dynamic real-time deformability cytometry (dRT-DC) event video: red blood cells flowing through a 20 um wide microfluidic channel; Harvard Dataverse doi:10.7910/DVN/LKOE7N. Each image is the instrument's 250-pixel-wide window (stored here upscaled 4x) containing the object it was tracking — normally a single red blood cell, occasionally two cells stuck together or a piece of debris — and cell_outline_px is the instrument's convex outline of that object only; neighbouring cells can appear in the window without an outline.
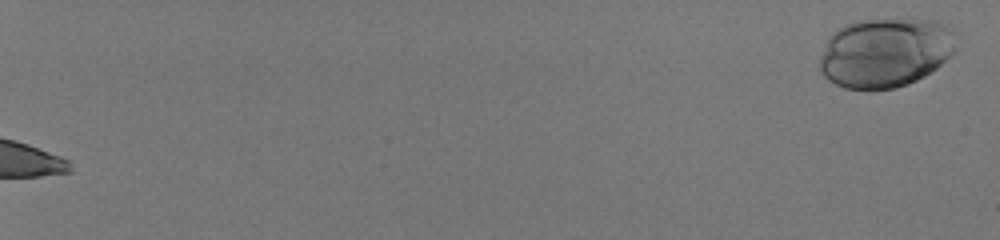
{"species": "human", "species_latin": "Homo sapiens", "temperature_condition": "room temperature", "stored_images_in_passage": 56, "camera_frame_rate_fps": 3000, "um_per_image_px": 0.085, "donor": {"sex": "male"}, "frame": {"image": 1, "passage_image": 1, "time_ms": 0.0, "image_size_px": [1000, 240], "cell_outline_px": [[960, 32], [956, 48], [952, 56], [936, 68], [924, 76], [908, 84], [896, 88], [844, 88], [828, 80], [820, 72], [820, 56], [828, 36], [836, 28], [848, 24], [864, 20], [936, 20], [948, 24]], "centroid_in_image_um": [75.32, 4.44], "position_along_channel_um": 9.7, "area_um2": 55.89}}
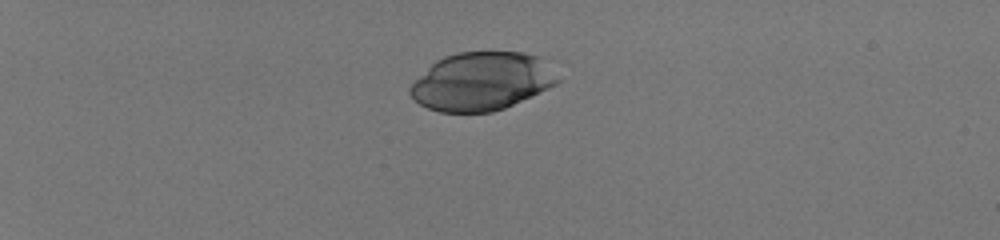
{"frame": {"image": 2, "passage_image": 18, "time_ms": 5.667, "image_size_px": [1000, 240], "cell_outline_px": [[560, 80], [556, 84], [532, 96], [504, 108], [492, 112], [440, 112], [428, 108], [420, 104], [408, 92], [408, 88], [436, 60], [444, 56], [456, 52], [524, 52], [540, 56]], "centroid_in_image_um": [40.94, 6.91], "position_along_channel_um": 44.1, "area_um2": 49.77}}